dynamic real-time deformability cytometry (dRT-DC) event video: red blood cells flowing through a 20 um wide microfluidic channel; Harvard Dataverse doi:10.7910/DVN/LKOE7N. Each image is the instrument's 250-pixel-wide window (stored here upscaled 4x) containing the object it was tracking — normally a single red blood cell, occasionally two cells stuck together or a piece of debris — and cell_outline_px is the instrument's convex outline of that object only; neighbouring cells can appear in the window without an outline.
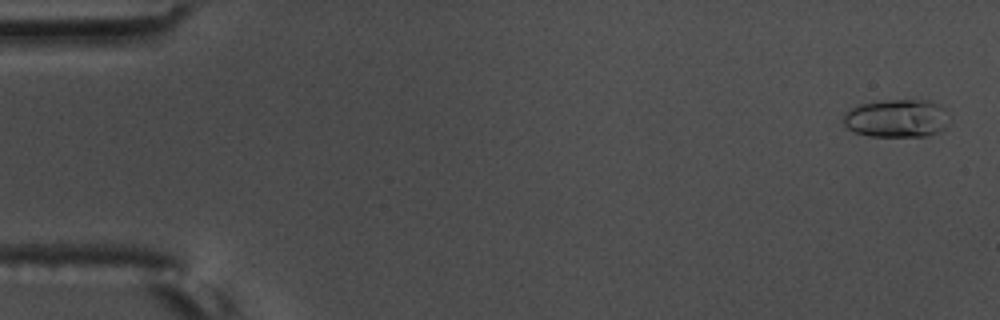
{"species": "common noctule bat (a hibernating species)", "species_latin": "Nyctalus noctula", "temperature_condition": "warm", "stored_images_in_passage": 6, "camera_frame_rate_fps": 3000, "um_per_image_px": 0.085, "animal": {"sex": "male", "body_mass_g": 17.5, "forearm_length_mm": 52.3}, "frame": {"image": 1, "passage_image": 2, "time_ms": 0.333, "image_size_px": [1000, 320], "cell_outline_px": [[948, 124], [940, 132], [924, 136], [872, 136], [856, 132], [848, 128], [844, 124], [844, 112], [860, 104], [880, 100], [928, 100], [940, 104], [948, 112]], "centroid_in_image_um": [76.26, 10.04], "position_along_channel_um": 8.7, "area_um2": 23.64}}